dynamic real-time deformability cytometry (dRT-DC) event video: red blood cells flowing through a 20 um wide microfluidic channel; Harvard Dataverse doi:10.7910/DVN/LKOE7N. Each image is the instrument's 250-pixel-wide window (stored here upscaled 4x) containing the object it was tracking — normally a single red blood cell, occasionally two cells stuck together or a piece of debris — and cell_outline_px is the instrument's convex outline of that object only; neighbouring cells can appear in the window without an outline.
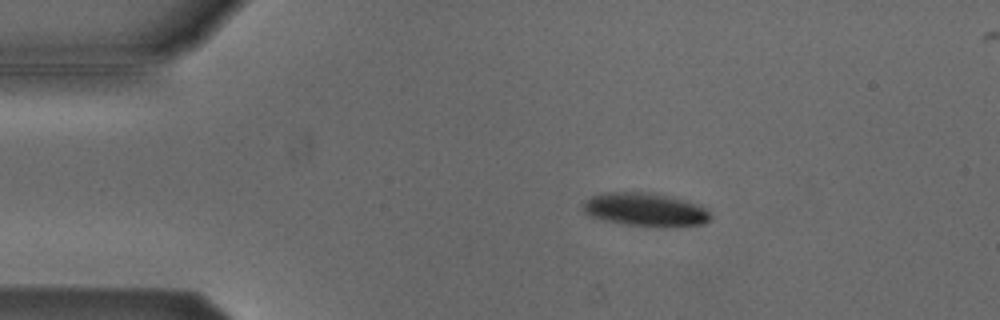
{"species": "Egyptian fruit bat (a non-hibernating species)", "species_latin": "Rousettus aegyptiacus", "temperature_condition": "cold", "stored_images_in_passage": 5, "camera_frame_rate_fps": 3000, "um_per_image_px": 0.085, "animal": {"sex": "male"}, "frame": {"image": 1, "passage_image": 1, "time_ms": 0.0, "image_size_px": [1000, 320], "cell_outline_px": [[712, 220], [704, 224], [664, 228], [660, 228], [624, 224], [604, 220], [588, 216], [584, 212], [584, 204], [592, 196], [604, 192], [648, 192], [684, 200], [696, 204], [704, 208], [712, 216]], "centroid_in_image_um": [54.88, 17.85], "position_along_channel_um": 30.1, "area_um2": 24.91}}
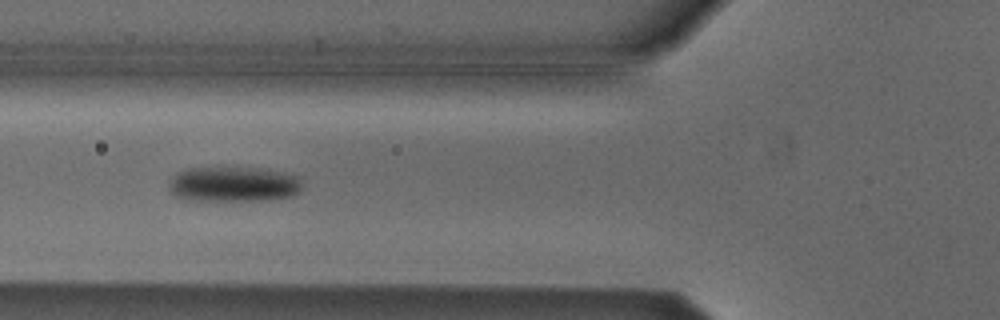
{"frame": {"image": 2, "passage_image": 4, "time_ms": 1.0, "image_size_px": [1000, 320], "cell_outline_px": [[300, 192], [292, 196], [268, 200], [192, 200], [176, 196], [168, 188], [168, 180], [176, 172], [184, 168], [216, 164], [268, 168], [300, 176]], "centroid_in_image_um": [19.81, 15.58], "position_along_channel_um": 106.0, "area_um2": 28.84}}
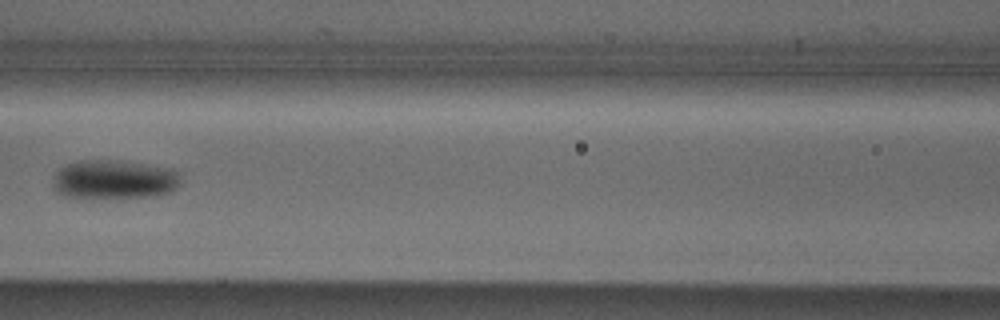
{"frame": {"image": 3, "passage_image": 5, "time_ms": 1.333, "image_size_px": [1000, 320], "cell_outline_px": [[180, 184], [172, 192], [152, 196], [64, 196], [56, 192], [52, 184], [52, 180], [56, 172], [60, 168], [68, 164], [84, 160], [112, 160], [172, 168], [180, 172]], "centroid_in_image_um": [9.73, 15.23], "position_along_channel_um": 156.9, "area_um2": 28.55}}